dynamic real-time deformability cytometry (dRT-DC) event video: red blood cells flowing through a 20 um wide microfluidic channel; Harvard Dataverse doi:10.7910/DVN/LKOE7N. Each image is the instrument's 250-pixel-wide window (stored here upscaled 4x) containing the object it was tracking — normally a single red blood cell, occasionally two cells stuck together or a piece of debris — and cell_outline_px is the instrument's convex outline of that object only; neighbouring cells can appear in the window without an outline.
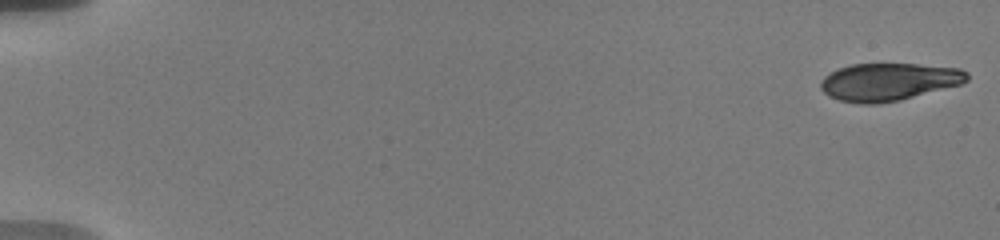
{"species": "human", "species_latin": "Homo sapiens", "temperature_condition": "warm", "stored_images_in_passage": 29, "camera_frame_rate_fps": 3000, "um_per_image_px": 0.085, "donor": {"sex": "male"}, "frame": {"image": 1, "passage_image": 1, "time_ms": 0.0, "image_size_px": [1000, 240], "cell_outline_px": [[968, 80], [960, 84], [900, 100], [880, 104], [860, 104], [840, 100], [828, 96], [820, 88], [820, 80], [824, 76], [836, 68], [848, 64], [916, 64], [960, 68], [968, 72]], "centroid_in_image_um": [75.49, 6.95], "position_along_channel_um": 9.5, "area_um2": 32.25}}
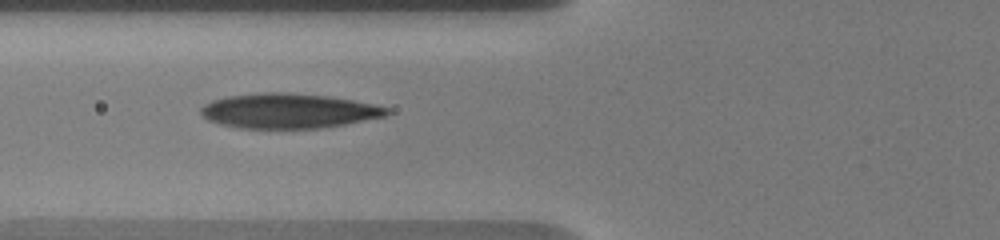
{"frame": {"image": 2, "passage_image": 17, "time_ms": 7.333, "image_size_px": [1000, 240], "cell_outline_px": [[392, 112], [384, 116], [344, 124], [320, 128], [240, 128], [220, 124], [208, 120], [200, 112], [200, 108], [204, 104], [212, 100], [224, 96], [264, 92], [292, 92], [328, 96], [352, 100], [372, 104], [388, 108]], "centroid_in_image_um": [24.48, 9.41], "position_along_channel_um": 101.3, "area_um2": 37.74}}
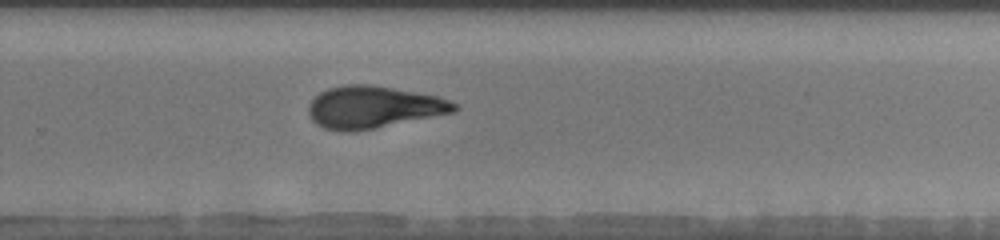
{"frame": {"image": 3, "passage_image": 29, "time_ms": 12.667, "image_size_px": [1000, 240], "cell_outline_px": [[460, 108], [456, 112], [352, 132], [340, 132], [324, 128], [316, 124], [312, 120], [308, 112], [308, 108], [312, 100], [320, 92], [328, 88], [344, 84], [368, 84], [416, 92], [436, 96], [452, 100], [460, 104]], "centroid_in_image_um": [31.76, 9.11], "position_along_channel_um": 298.0, "area_um2": 35.89}}